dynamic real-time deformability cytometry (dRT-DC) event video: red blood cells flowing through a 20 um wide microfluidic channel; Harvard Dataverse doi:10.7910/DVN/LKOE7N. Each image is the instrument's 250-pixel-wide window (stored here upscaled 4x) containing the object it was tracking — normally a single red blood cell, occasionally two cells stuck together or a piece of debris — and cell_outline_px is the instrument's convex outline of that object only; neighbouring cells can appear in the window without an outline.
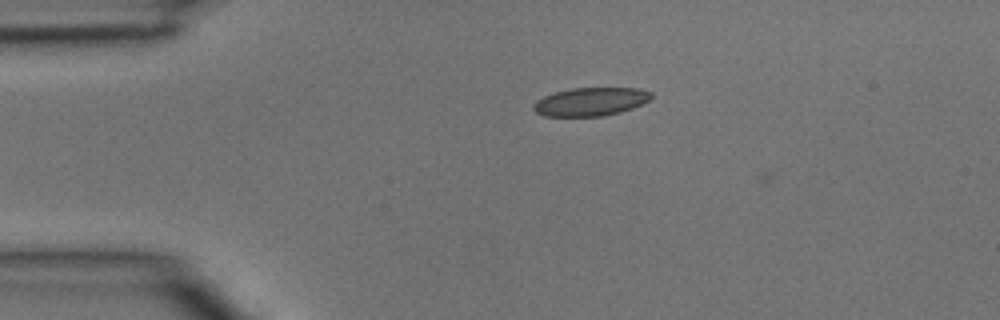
{"species": "common noctule bat (a hibernating species)", "species_latin": "Nyctalus noctula", "temperature_condition": "room temperature", "stored_images_in_passage": 2, "camera_frame_rate_fps": 3000, "um_per_image_px": 0.085, "animal": {"sex": "male", "body_mass_g": 15.6}, "frame": {"image": 1, "passage_image": 1, "time_ms": 0.0, "image_size_px": [1000, 320], "cell_outline_px": [[652, 96], [648, 100], [632, 108], [620, 112], [604, 116], [544, 116], [536, 112], [532, 108], [532, 104], [536, 100], [544, 96], [556, 92], [572, 88], [636, 88], [652, 92]], "centroid_in_image_um": [50.17, 8.64], "position_along_channel_um": 34.8, "area_um2": 19.36}}